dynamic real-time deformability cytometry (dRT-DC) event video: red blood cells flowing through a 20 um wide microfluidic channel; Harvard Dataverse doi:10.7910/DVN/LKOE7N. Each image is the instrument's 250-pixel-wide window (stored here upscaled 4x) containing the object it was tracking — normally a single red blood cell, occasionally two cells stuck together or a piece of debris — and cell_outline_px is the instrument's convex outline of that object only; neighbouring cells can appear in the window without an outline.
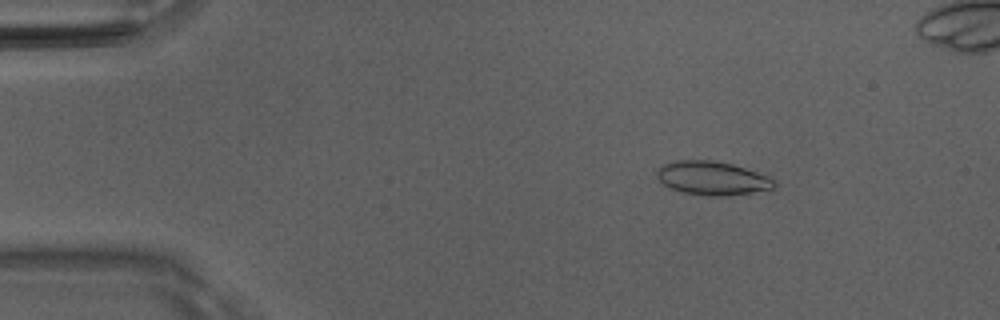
{"species": "Egyptian fruit bat (a non-hibernating species)", "species_latin": "Rousettus aegyptiacus", "temperature_condition": "room temperature", "stored_images_in_passage": 52, "camera_frame_rate_fps": 3000, "um_per_image_px": 0.085, "animal": {"sex": "male"}, "frame": {"image": 1, "passage_image": 8, "time_ms": 2.333, "image_size_px": [1000, 320], "cell_outline_px": [[776, 188], [752, 192], [720, 196], [704, 196], [684, 192], [668, 188], [656, 176], [656, 172], [664, 164], [680, 160], [716, 160], [732, 164], [768, 176], [776, 180]], "centroid_in_image_um": [60.55, 15.15], "position_along_channel_um": 24.4, "area_um2": 22.95}}
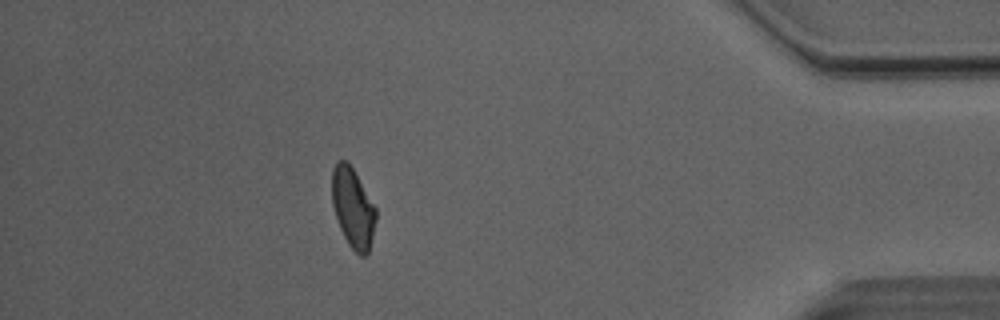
{"frame": {"image": 2, "passage_image": 45, "time_ms": 14.667, "image_size_px": [1000, 320], "cell_outline_px": [[376, 220], [368, 252], [364, 256], [360, 256], [348, 244], [340, 228], [332, 204], [332, 168], [336, 160], [348, 160], [376, 208]], "centroid_in_image_um": [29.98, 17.63], "position_along_channel_um": 405.2, "area_um2": 20.35}, "authors_computed_cell_mechanics": {"area_um2": 21.6172, "velocity_mm_per_s": 4.1035, "shape_relaxation_time_tau1_ms": 4.7726, "shape_relaxation_time_tau2_ms": 2.1458, "deformation_change_tau1": 0.1464, "deformation_change_tau2": 0.0743}}